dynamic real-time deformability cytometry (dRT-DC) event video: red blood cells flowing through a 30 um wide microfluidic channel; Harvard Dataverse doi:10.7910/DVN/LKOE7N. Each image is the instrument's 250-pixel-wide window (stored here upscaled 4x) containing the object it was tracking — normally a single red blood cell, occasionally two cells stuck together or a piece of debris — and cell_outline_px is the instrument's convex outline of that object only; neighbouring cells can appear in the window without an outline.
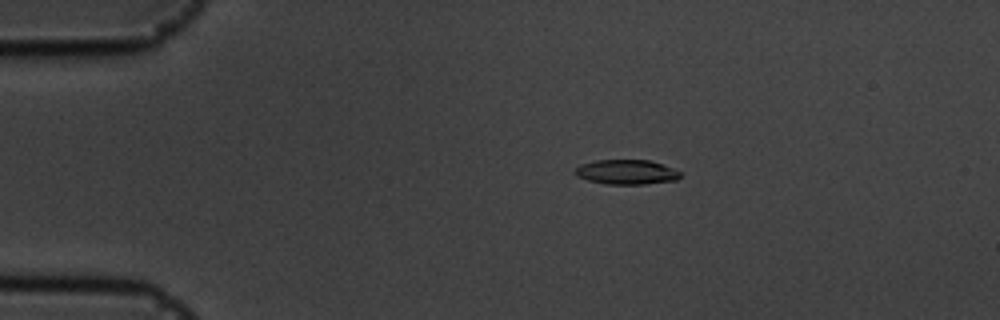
{"species": "common noctule bat (a hibernating species)", "species_latin": "Nyctalus noctula", "temperature_condition": "cold", "stored_images_in_passage": 47, "camera_frame_rate_fps": 3000, "um_per_image_px": 0.085, "animal": {"sex": "male", "body_mass_g": 19.5, "forearm_length_mm": 54.6}, "frame": {"image": 1, "passage_image": 2, "time_ms": 0.333, "image_size_px": [1000, 320], "cell_outline_px": [[680, 176], [676, 180], [644, 184], [604, 184], [588, 180], [576, 176], [572, 172], [580, 164], [596, 160], [648, 160], [672, 168], [680, 172]], "centroid_in_image_um": [53.19, 14.63], "position_along_channel_um": 31.8, "area_um2": 15.09}}
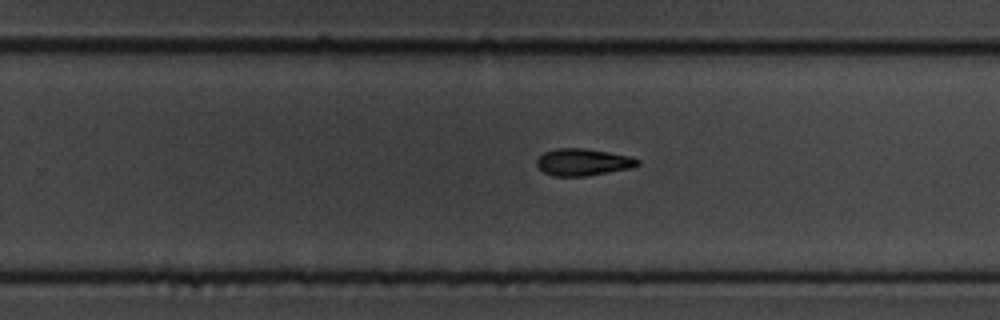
{"frame": {"image": 2, "passage_image": 27, "time_ms": 8.667, "image_size_px": [1000, 320], "cell_outline_px": [[640, 164], [632, 168], [588, 176], [552, 176], [544, 172], [536, 164], [536, 160], [544, 152], [556, 148], [584, 148], [608, 152], [628, 156], [640, 160]], "centroid_in_image_um": [49.55, 13.78], "position_along_channel_um": 280.2, "area_um2": 15.9}}
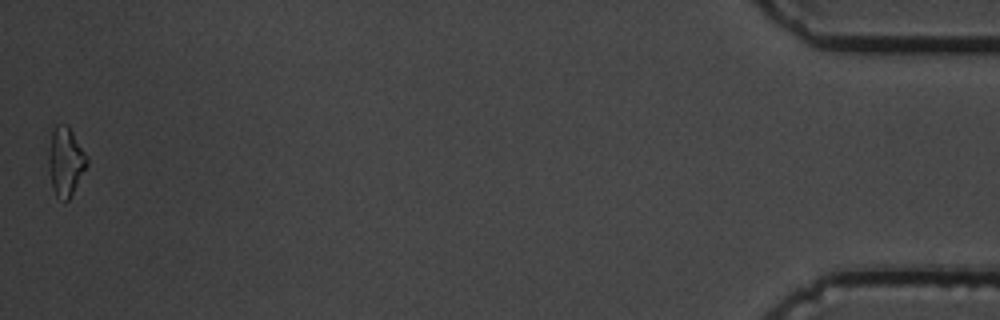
{"frame": {"image": 3, "passage_image": 47, "time_ms": 15.333, "image_size_px": [1000, 320], "cell_outline_px": [[88, 164], [68, 200], [64, 200], [56, 196], [52, 188], [48, 168], [48, 156], [52, 132], [56, 124], [68, 124], [88, 156]], "centroid_in_image_um": [5.57, 13.7], "position_along_channel_um": 429.6, "area_um2": 15.37}, "authors_computed_cell_mechanics": {"area_um2": 15.606, "velocity_mm_per_s": 3.5893, "shape_relaxation_time_tau1_ms": 3.6009, "shape_relaxation_time_tau2_ms": null, "deformation_change_tau1": 0.1582, "deformation_change_tau2": null}}